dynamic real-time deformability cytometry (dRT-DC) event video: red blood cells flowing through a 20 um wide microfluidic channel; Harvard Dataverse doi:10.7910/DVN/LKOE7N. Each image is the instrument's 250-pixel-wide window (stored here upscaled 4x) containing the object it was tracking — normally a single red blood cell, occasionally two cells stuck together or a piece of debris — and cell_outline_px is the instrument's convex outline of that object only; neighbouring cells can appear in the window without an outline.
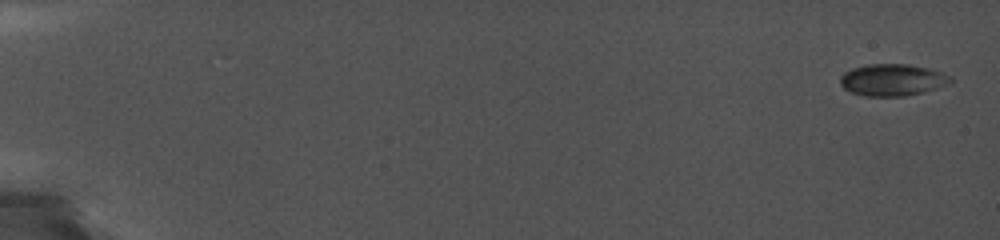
{"species": "common noctule bat (a hibernating species)", "species_latin": "Nyctalus noctula", "temperature_condition": "cold", "stored_images_in_passage": 63, "camera_frame_rate_fps": 5000, "um_per_image_px": 0.085, "animal": {"sex": "female", "body_mass_g": 19.0, "forearm_length_mm": 56.7}, "frame": {"image": 1, "passage_image": 1, "time_ms": 0.0, "image_size_px": [1000, 240], "cell_outline_px": [[952, 80], [948, 84], [936, 88], [904, 96], [864, 96], [852, 92], [844, 88], [840, 84], [840, 76], [844, 72], [852, 68], [868, 64], [908, 64], [928, 68], [952, 76]], "centroid_in_image_um": [75.83, 6.78], "position_along_channel_um": 9.2, "area_um2": 20.35}}
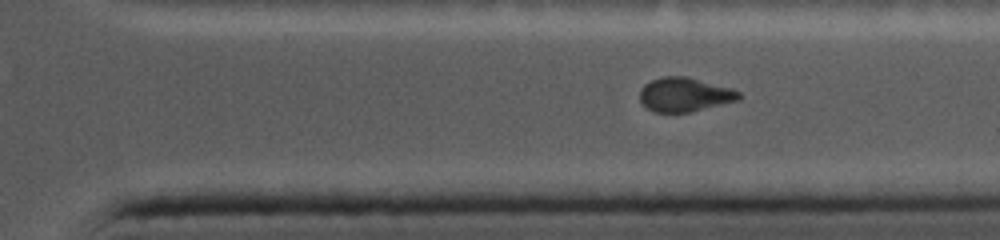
{"frame": {"image": 2, "passage_image": 51, "time_ms": 14.2, "image_size_px": [1000, 240], "cell_outline_px": [[740, 100], [692, 112], [652, 112], [640, 100], [640, 88], [644, 84], [660, 76], [688, 76], [732, 88], [740, 92]], "centroid_in_image_um": [58.21, 8.03], "position_along_channel_um": 353.2, "area_um2": 19.94}}
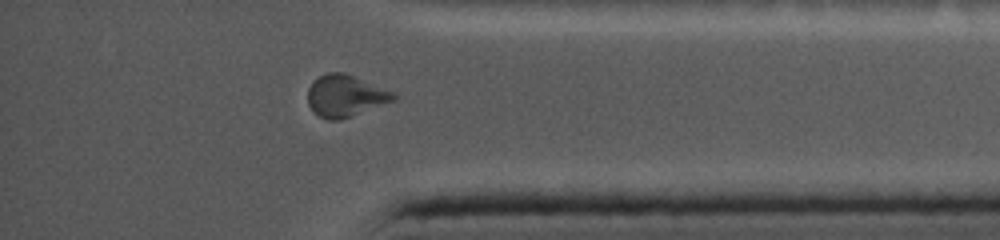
{"frame": {"image": 3, "passage_image": 57, "time_ms": 15.6, "image_size_px": [1000, 240], "cell_outline_px": [[396, 100], [340, 120], [328, 120], [320, 116], [308, 104], [308, 88], [312, 80], [328, 72], [344, 72], [392, 92], [396, 96]], "centroid_in_image_um": [29.32, 8.14], "position_along_channel_um": 405.9, "area_um2": 20.58}}